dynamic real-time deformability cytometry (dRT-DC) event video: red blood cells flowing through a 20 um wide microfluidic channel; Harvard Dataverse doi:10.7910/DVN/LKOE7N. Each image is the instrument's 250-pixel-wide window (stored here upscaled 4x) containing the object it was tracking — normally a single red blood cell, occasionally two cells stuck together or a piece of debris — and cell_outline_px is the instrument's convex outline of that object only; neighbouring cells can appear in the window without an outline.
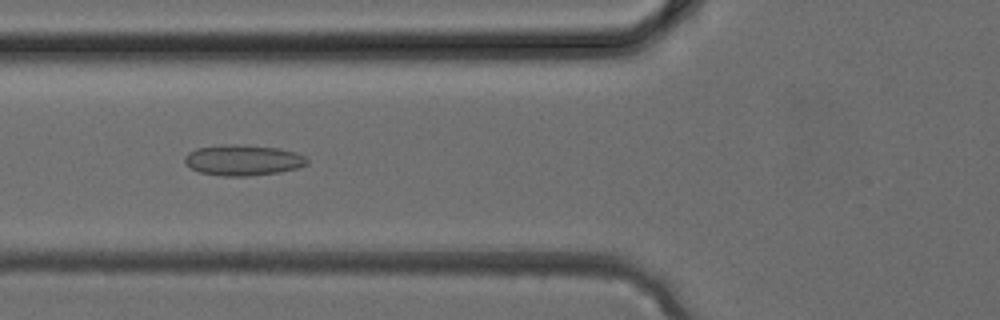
{"species": "common noctule bat (a hibernating species)", "species_latin": "Nyctalus noctula", "temperature_condition": "cold", "stored_images_in_passage": 34, "camera_frame_rate_fps": 3000, "um_per_image_px": 0.085, "animal": {"sex": "female", "body_mass_g": 24.6, "forearm_length_mm": 56.2}, "frame": {"image": 1, "passage_image": 13, "time_ms": 4.0, "image_size_px": [1000, 320], "cell_outline_px": [[308, 164], [300, 168], [280, 172], [248, 176], [224, 176], [200, 172], [184, 164], [184, 156], [188, 152], [196, 148], [224, 144], [236, 144], [280, 148], [296, 152], [304, 156], [308, 160]], "centroid_in_image_um": [20.66, 13.61], "position_along_channel_um": 105.1, "area_um2": 22.14}}
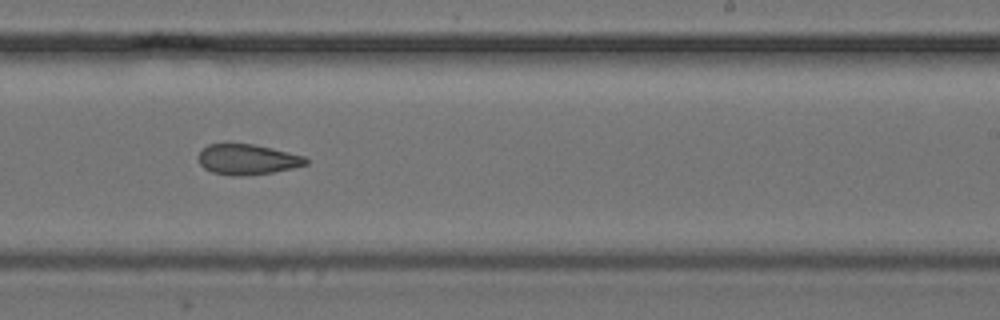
{"frame": {"image": 2, "passage_image": 22, "time_ms": 7.0, "image_size_px": [1000, 320], "cell_outline_px": [[308, 164], [292, 168], [272, 172], [240, 176], [232, 176], [212, 172], [204, 168], [200, 164], [196, 156], [208, 144], [252, 144], [272, 148], [304, 156], [308, 160]], "centroid_in_image_um": [21.0, 13.55], "position_along_channel_um": 268.0, "area_um2": 18.96}}
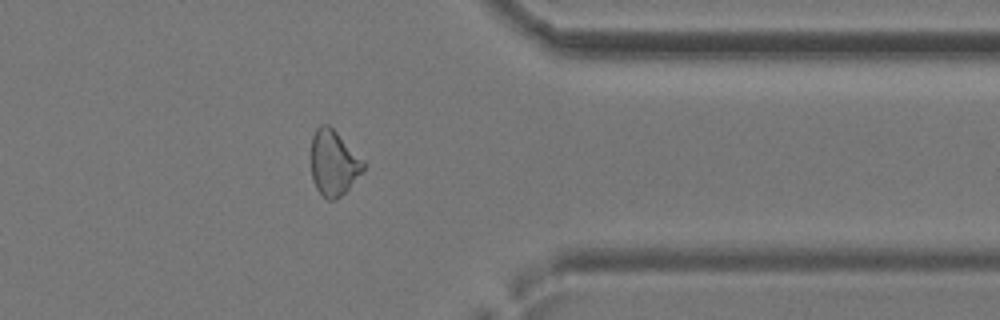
{"frame": {"image": 3, "passage_image": 29, "time_ms": 9.333, "image_size_px": [1000, 320], "cell_outline_px": [[364, 168], [348, 188], [336, 200], [328, 200], [316, 188], [312, 176], [312, 136], [316, 128], [320, 124], [328, 124], [336, 132], [364, 164]], "centroid_in_image_um": [28.3, 13.85], "position_along_channel_um": 383.1, "area_um2": 19.07}}